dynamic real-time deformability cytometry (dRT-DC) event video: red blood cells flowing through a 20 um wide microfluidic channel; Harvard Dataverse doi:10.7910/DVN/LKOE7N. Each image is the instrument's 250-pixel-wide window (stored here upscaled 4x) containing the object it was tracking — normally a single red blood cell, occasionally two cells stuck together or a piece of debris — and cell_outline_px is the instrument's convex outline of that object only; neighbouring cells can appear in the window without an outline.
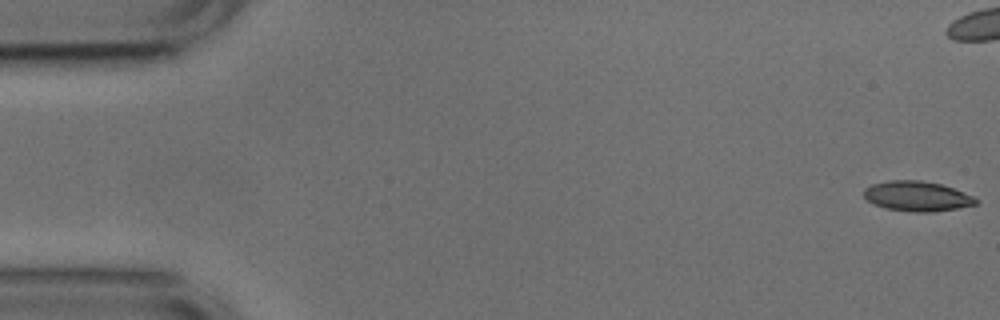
{"species": "common noctule bat (a hibernating species)", "species_latin": "Nyctalus noctula", "temperature_condition": "cold", "stored_images_in_passage": 54, "camera_frame_rate_fps": 3000, "um_per_image_px": 0.085, "animal": {"sex": "male", "body_mass_g": 17.9, "forearm_length_mm": 54.2}, "frame": {"image": 1, "passage_image": 1, "time_ms": 0.0, "image_size_px": [1000, 320], "cell_outline_px": [[980, 200], [976, 204], [956, 208], [932, 212], [908, 212], [884, 208], [872, 204], [864, 196], [864, 188], [872, 184], [888, 180], [920, 180], [940, 184], [952, 188], [972, 196]], "centroid_in_image_um": [77.9, 16.68], "position_along_channel_um": 7.1, "area_um2": 19.59}}
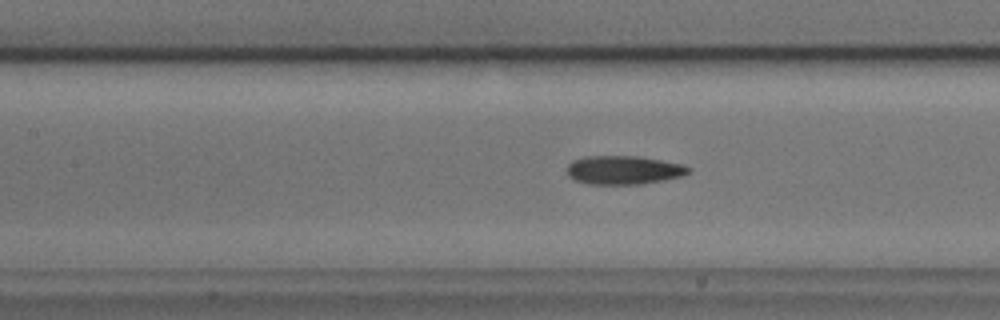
{"frame": {"image": 2, "passage_image": 23, "time_ms": 7.333, "image_size_px": [1000, 320], "cell_outline_px": [[692, 172], [684, 176], [644, 184], [588, 184], [576, 180], [568, 176], [568, 164], [572, 160], [584, 156], [640, 156], [680, 164], [692, 168]], "centroid_in_image_um": [53.04, 14.45], "position_along_channel_um": 154.4, "area_um2": 20.46}}
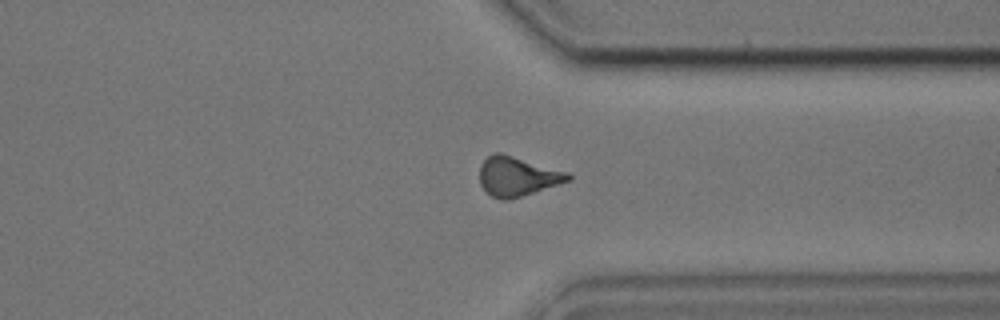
{"frame": {"image": 3, "passage_image": 40, "time_ms": 13.0, "image_size_px": [1000, 320], "cell_outline_px": [[572, 180], [508, 200], [500, 200], [492, 196], [480, 184], [480, 164], [488, 156], [496, 152], [500, 152], [568, 172], [572, 176]], "centroid_in_image_um": [43.98, 14.99], "position_along_channel_um": 367.4, "area_um2": 20.17}, "authors_computed_cell_mechanics": {"area_um2": 19.8832, "velocity_mm_per_s": 3.7883, "shape_relaxation_time_tau1_ms": 7.8111, "shape_relaxation_time_tau2_ms": 3.3854, "deformation_change_tau1": 0.172, "deformation_change_tau2": 0.1114}}